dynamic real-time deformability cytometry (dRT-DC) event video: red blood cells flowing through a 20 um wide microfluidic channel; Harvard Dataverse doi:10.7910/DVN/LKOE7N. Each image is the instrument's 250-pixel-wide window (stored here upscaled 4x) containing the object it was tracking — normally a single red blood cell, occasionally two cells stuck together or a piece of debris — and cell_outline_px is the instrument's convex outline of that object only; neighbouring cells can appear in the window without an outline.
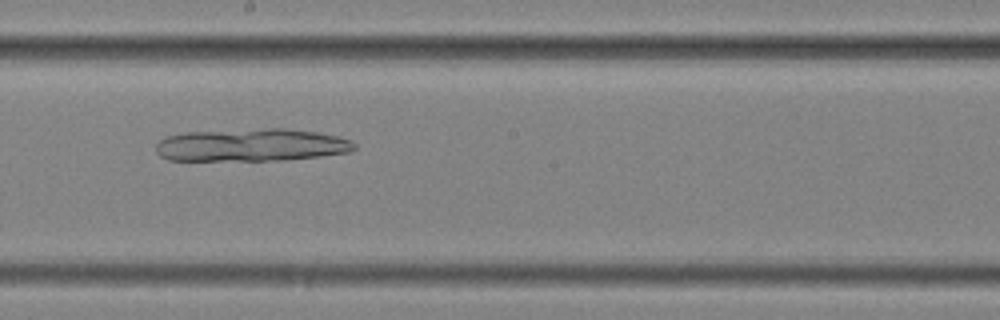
{"species": "common noctule bat (a hibernating species)", "species_latin": "Nyctalus noctula", "temperature_condition": "cold", "stored_images_in_passage": 11, "camera_frame_rate_fps": 3000, "um_per_image_px": 0.085, "animal": {"sex": "female", "body_mass_g": 25.1}, "frame": {"image": 1, "passage_image": 5, "time_ms": 1.333, "image_size_px": [1000, 320], "cell_outline_px": [[356, 148], [348, 152], [320, 156], [284, 160], [168, 160], [160, 156], [156, 152], [156, 144], [164, 136], [184, 132], [268, 128], [284, 128], [316, 132], [340, 136], [352, 140], [356, 144]], "centroid_in_image_um": [21.37, 12.32], "position_along_channel_um": 226.8, "area_um2": 38.09}}